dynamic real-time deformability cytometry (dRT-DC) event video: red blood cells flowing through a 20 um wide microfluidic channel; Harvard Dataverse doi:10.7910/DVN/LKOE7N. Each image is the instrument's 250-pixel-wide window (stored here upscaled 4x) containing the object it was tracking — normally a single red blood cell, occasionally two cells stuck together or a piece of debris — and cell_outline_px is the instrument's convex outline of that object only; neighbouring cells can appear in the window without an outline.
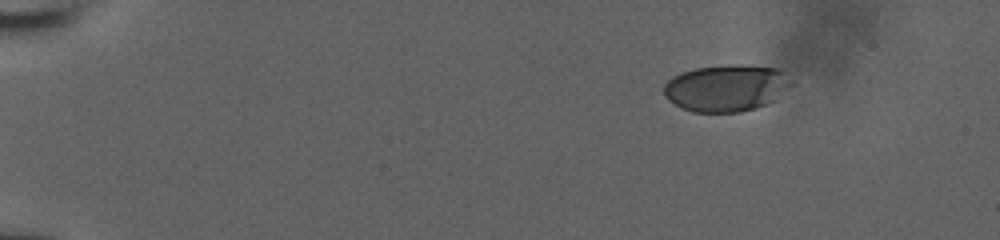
{"species": "human", "species_latin": "Homo sapiens", "temperature_condition": "room temperature", "stored_images_in_passage": 24, "camera_frame_rate_fps": 3000, "um_per_image_px": 0.085, "donor": {"sex": "male"}, "frame": {"image": 1, "passage_image": 1, "time_ms": 0.0, "image_size_px": [1000, 240], "cell_outline_px": [[796, 84], [772, 100], [764, 104], [740, 112], [692, 112], [680, 108], [668, 100], [664, 96], [664, 84], [672, 76], [680, 72], [696, 68], [728, 64], [744, 64], [780, 68]], "centroid_in_image_um": [61.73, 7.45], "position_along_channel_um": 23.3, "area_um2": 35.2}}
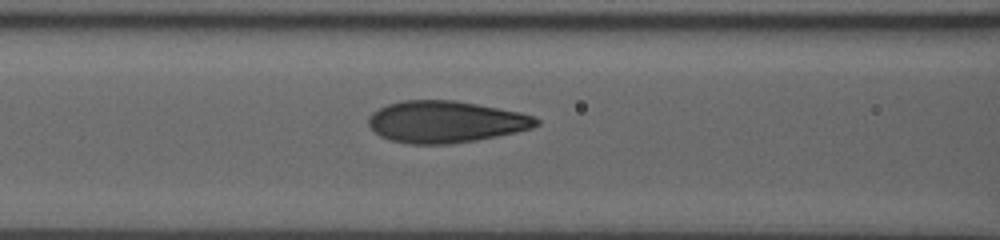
{"frame": {"image": 2, "passage_image": 14, "time_ms": 4.333, "image_size_px": [1000, 240], "cell_outline_px": [[540, 124], [532, 128], [516, 132], [476, 140], [448, 144], [408, 144], [388, 140], [380, 136], [368, 124], [368, 116], [372, 112], [388, 104], [400, 100], [456, 100], [520, 112], [532, 116], [540, 120]], "centroid_in_image_um": [37.86, 10.35], "position_along_channel_um": 128.7, "area_um2": 40.92}}
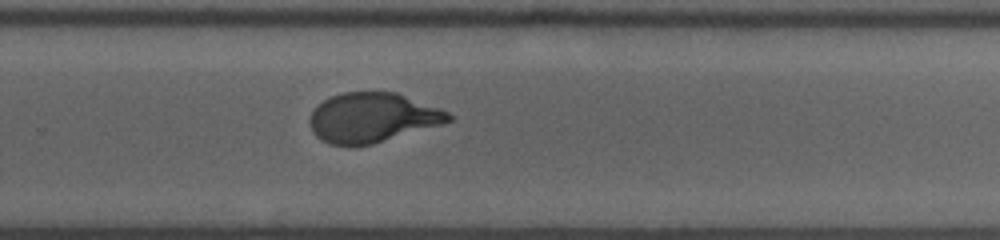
{"frame": {"image": 3, "passage_image": 24, "time_ms": 7.667, "image_size_px": [1000, 240], "cell_outline_px": [[452, 120], [440, 124], [372, 144], [328, 144], [320, 140], [312, 132], [308, 120], [312, 112], [324, 100], [332, 96], [344, 92], [396, 92], [440, 108], [448, 112], [452, 116]], "centroid_in_image_um": [31.63, 9.98], "position_along_channel_um": 298.2, "area_um2": 39.54}}